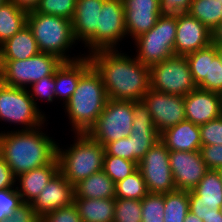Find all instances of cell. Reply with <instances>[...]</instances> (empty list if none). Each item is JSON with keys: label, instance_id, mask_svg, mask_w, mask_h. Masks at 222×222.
<instances>
[{"label": "cell", "instance_id": "2e32d148", "mask_svg": "<svg viewBox=\"0 0 222 222\" xmlns=\"http://www.w3.org/2000/svg\"><path fill=\"white\" fill-rule=\"evenodd\" d=\"M133 124L129 138L132 146V162L139 161L160 140L152 116L143 101H133Z\"/></svg>", "mask_w": 222, "mask_h": 222}, {"label": "cell", "instance_id": "6da1fadb", "mask_svg": "<svg viewBox=\"0 0 222 222\" xmlns=\"http://www.w3.org/2000/svg\"><path fill=\"white\" fill-rule=\"evenodd\" d=\"M100 74L109 99L142 101L150 89V69L136 57L118 50H98L87 55Z\"/></svg>", "mask_w": 222, "mask_h": 222}, {"label": "cell", "instance_id": "ba28073f", "mask_svg": "<svg viewBox=\"0 0 222 222\" xmlns=\"http://www.w3.org/2000/svg\"><path fill=\"white\" fill-rule=\"evenodd\" d=\"M133 119V101L108 98L104 110L87 134L105 146L112 141L129 137Z\"/></svg>", "mask_w": 222, "mask_h": 222}, {"label": "cell", "instance_id": "ee69618b", "mask_svg": "<svg viewBox=\"0 0 222 222\" xmlns=\"http://www.w3.org/2000/svg\"><path fill=\"white\" fill-rule=\"evenodd\" d=\"M1 222H40L31 204L23 203Z\"/></svg>", "mask_w": 222, "mask_h": 222}, {"label": "cell", "instance_id": "52a82bcc", "mask_svg": "<svg viewBox=\"0 0 222 222\" xmlns=\"http://www.w3.org/2000/svg\"><path fill=\"white\" fill-rule=\"evenodd\" d=\"M62 63L57 56L42 52L21 61H0V81L10 87L27 89L43 77L55 75Z\"/></svg>", "mask_w": 222, "mask_h": 222}, {"label": "cell", "instance_id": "11a10c76", "mask_svg": "<svg viewBox=\"0 0 222 222\" xmlns=\"http://www.w3.org/2000/svg\"><path fill=\"white\" fill-rule=\"evenodd\" d=\"M219 210H220V213L222 214V205H221V207L219 208Z\"/></svg>", "mask_w": 222, "mask_h": 222}, {"label": "cell", "instance_id": "7c38bea8", "mask_svg": "<svg viewBox=\"0 0 222 222\" xmlns=\"http://www.w3.org/2000/svg\"><path fill=\"white\" fill-rule=\"evenodd\" d=\"M169 149L159 140L139 161L148 193L165 194L176 190L169 162Z\"/></svg>", "mask_w": 222, "mask_h": 222}, {"label": "cell", "instance_id": "f1b7e54d", "mask_svg": "<svg viewBox=\"0 0 222 222\" xmlns=\"http://www.w3.org/2000/svg\"><path fill=\"white\" fill-rule=\"evenodd\" d=\"M186 12L212 32L222 22V0H193Z\"/></svg>", "mask_w": 222, "mask_h": 222}, {"label": "cell", "instance_id": "f5cc1de1", "mask_svg": "<svg viewBox=\"0 0 222 222\" xmlns=\"http://www.w3.org/2000/svg\"><path fill=\"white\" fill-rule=\"evenodd\" d=\"M216 49H217V54L219 55L222 62V47H216Z\"/></svg>", "mask_w": 222, "mask_h": 222}, {"label": "cell", "instance_id": "f907efd6", "mask_svg": "<svg viewBox=\"0 0 222 222\" xmlns=\"http://www.w3.org/2000/svg\"><path fill=\"white\" fill-rule=\"evenodd\" d=\"M183 222H203V220L189 211Z\"/></svg>", "mask_w": 222, "mask_h": 222}, {"label": "cell", "instance_id": "5bb4252c", "mask_svg": "<svg viewBox=\"0 0 222 222\" xmlns=\"http://www.w3.org/2000/svg\"><path fill=\"white\" fill-rule=\"evenodd\" d=\"M169 162L176 190H192L208 171L200 151H170Z\"/></svg>", "mask_w": 222, "mask_h": 222}, {"label": "cell", "instance_id": "1f68e13d", "mask_svg": "<svg viewBox=\"0 0 222 222\" xmlns=\"http://www.w3.org/2000/svg\"><path fill=\"white\" fill-rule=\"evenodd\" d=\"M148 194L139 169L115 184V198L142 200Z\"/></svg>", "mask_w": 222, "mask_h": 222}, {"label": "cell", "instance_id": "9c48e42d", "mask_svg": "<svg viewBox=\"0 0 222 222\" xmlns=\"http://www.w3.org/2000/svg\"><path fill=\"white\" fill-rule=\"evenodd\" d=\"M44 115L27 89L10 87L0 81V121L21 124V130H31L43 126Z\"/></svg>", "mask_w": 222, "mask_h": 222}, {"label": "cell", "instance_id": "ffe728a7", "mask_svg": "<svg viewBox=\"0 0 222 222\" xmlns=\"http://www.w3.org/2000/svg\"><path fill=\"white\" fill-rule=\"evenodd\" d=\"M186 120L203 125L222 115V95L196 88L184 96Z\"/></svg>", "mask_w": 222, "mask_h": 222}, {"label": "cell", "instance_id": "d4e9b609", "mask_svg": "<svg viewBox=\"0 0 222 222\" xmlns=\"http://www.w3.org/2000/svg\"><path fill=\"white\" fill-rule=\"evenodd\" d=\"M40 53L28 26L0 45V61L25 60Z\"/></svg>", "mask_w": 222, "mask_h": 222}, {"label": "cell", "instance_id": "ac0fdd59", "mask_svg": "<svg viewBox=\"0 0 222 222\" xmlns=\"http://www.w3.org/2000/svg\"><path fill=\"white\" fill-rule=\"evenodd\" d=\"M126 33L132 38L151 30L164 13L160 0H122Z\"/></svg>", "mask_w": 222, "mask_h": 222}, {"label": "cell", "instance_id": "83f0119b", "mask_svg": "<svg viewBox=\"0 0 222 222\" xmlns=\"http://www.w3.org/2000/svg\"><path fill=\"white\" fill-rule=\"evenodd\" d=\"M28 12L6 1L0 6V45L27 26Z\"/></svg>", "mask_w": 222, "mask_h": 222}, {"label": "cell", "instance_id": "681fc988", "mask_svg": "<svg viewBox=\"0 0 222 222\" xmlns=\"http://www.w3.org/2000/svg\"><path fill=\"white\" fill-rule=\"evenodd\" d=\"M203 222H222V214L219 209H214L213 213L208 214Z\"/></svg>", "mask_w": 222, "mask_h": 222}, {"label": "cell", "instance_id": "e0dca14e", "mask_svg": "<svg viewBox=\"0 0 222 222\" xmlns=\"http://www.w3.org/2000/svg\"><path fill=\"white\" fill-rule=\"evenodd\" d=\"M222 205V183L215 170H208L199 183L189 191V211L204 218Z\"/></svg>", "mask_w": 222, "mask_h": 222}, {"label": "cell", "instance_id": "d590c367", "mask_svg": "<svg viewBox=\"0 0 222 222\" xmlns=\"http://www.w3.org/2000/svg\"><path fill=\"white\" fill-rule=\"evenodd\" d=\"M76 0H40L35 11L72 20Z\"/></svg>", "mask_w": 222, "mask_h": 222}, {"label": "cell", "instance_id": "bcb514c9", "mask_svg": "<svg viewBox=\"0 0 222 222\" xmlns=\"http://www.w3.org/2000/svg\"><path fill=\"white\" fill-rule=\"evenodd\" d=\"M193 0H160L164 13L186 12Z\"/></svg>", "mask_w": 222, "mask_h": 222}, {"label": "cell", "instance_id": "7bdbcfd3", "mask_svg": "<svg viewBox=\"0 0 222 222\" xmlns=\"http://www.w3.org/2000/svg\"><path fill=\"white\" fill-rule=\"evenodd\" d=\"M104 149L105 155H112L132 161V146L129 137L107 143Z\"/></svg>", "mask_w": 222, "mask_h": 222}, {"label": "cell", "instance_id": "f546056e", "mask_svg": "<svg viewBox=\"0 0 222 222\" xmlns=\"http://www.w3.org/2000/svg\"><path fill=\"white\" fill-rule=\"evenodd\" d=\"M164 205L163 222H183L189 212V191L165 193Z\"/></svg>", "mask_w": 222, "mask_h": 222}, {"label": "cell", "instance_id": "9a60e30c", "mask_svg": "<svg viewBox=\"0 0 222 222\" xmlns=\"http://www.w3.org/2000/svg\"><path fill=\"white\" fill-rule=\"evenodd\" d=\"M212 32L187 12H177L174 55L186 56L209 46Z\"/></svg>", "mask_w": 222, "mask_h": 222}, {"label": "cell", "instance_id": "3957f363", "mask_svg": "<svg viewBox=\"0 0 222 222\" xmlns=\"http://www.w3.org/2000/svg\"><path fill=\"white\" fill-rule=\"evenodd\" d=\"M108 100L100 74L91 66L79 79L65 109L75 133H87Z\"/></svg>", "mask_w": 222, "mask_h": 222}, {"label": "cell", "instance_id": "cb8c5ba5", "mask_svg": "<svg viewBox=\"0 0 222 222\" xmlns=\"http://www.w3.org/2000/svg\"><path fill=\"white\" fill-rule=\"evenodd\" d=\"M86 55L74 61L63 62L55 71V97H60L64 104L74 93L80 77L91 67Z\"/></svg>", "mask_w": 222, "mask_h": 222}, {"label": "cell", "instance_id": "7a4b0ae2", "mask_svg": "<svg viewBox=\"0 0 222 222\" xmlns=\"http://www.w3.org/2000/svg\"><path fill=\"white\" fill-rule=\"evenodd\" d=\"M41 127L0 133V155L15 177L47 165L57 157L58 143L43 133Z\"/></svg>", "mask_w": 222, "mask_h": 222}, {"label": "cell", "instance_id": "d6a6232c", "mask_svg": "<svg viewBox=\"0 0 222 222\" xmlns=\"http://www.w3.org/2000/svg\"><path fill=\"white\" fill-rule=\"evenodd\" d=\"M137 169L138 164L136 162L112 155H104L103 171L115 184L131 175Z\"/></svg>", "mask_w": 222, "mask_h": 222}, {"label": "cell", "instance_id": "8d00e7d4", "mask_svg": "<svg viewBox=\"0 0 222 222\" xmlns=\"http://www.w3.org/2000/svg\"><path fill=\"white\" fill-rule=\"evenodd\" d=\"M197 88L222 95V62L218 54L209 59L208 76Z\"/></svg>", "mask_w": 222, "mask_h": 222}, {"label": "cell", "instance_id": "8fae6325", "mask_svg": "<svg viewBox=\"0 0 222 222\" xmlns=\"http://www.w3.org/2000/svg\"><path fill=\"white\" fill-rule=\"evenodd\" d=\"M124 6L122 0H105L98 19L96 34L85 44L89 53L98 50L117 49L118 41L126 36Z\"/></svg>", "mask_w": 222, "mask_h": 222}, {"label": "cell", "instance_id": "b9f144b4", "mask_svg": "<svg viewBox=\"0 0 222 222\" xmlns=\"http://www.w3.org/2000/svg\"><path fill=\"white\" fill-rule=\"evenodd\" d=\"M200 154L208 170L222 166V144L201 145Z\"/></svg>", "mask_w": 222, "mask_h": 222}, {"label": "cell", "instance_id": "30bf717a", "mask_svg": "<svg viewBox=\"0 0 222 222\" xmlns=\"http://www.w3.org/2000/svg\"><path fill=\"white\" fill-rule=\"evenodd\" d=\"M150 69V89L185 96L197 88L186 56L173 55Z\"/></svg>", "mask_w": 222, "mask_h": 222}, {"label": "cell", "instance_id": "c3c4849f", "mask_svg": "<svg viewBox=\"0 0 222 222\" xmlns=\"http://www.w3.org/2000/svg\"><path fill=\"white\" fill-rule=\"evenodd\" d=\"M212 44L216 47H222V22L212 31Z\"/></svg>", "mask_w": 222, "mask_h": 222}, {"label": "cell", "instance_id": "603a6c76", "mask_svg": "<svg viewBox=\"0 0 222 222\" xmlns=\"http://www.w3.org/2000/svg\"><path fill=\"white\" fill-rule=\"evenodd\" d=\"M160 140L169 151H199L202 145L198 125L183 120L160 134Z\"/></svg>", "mask_w": 222, "mask_h": 222}, {"label": "cell", "instance_id": "44dd1931", "mask_svg": "<svg viewBox=\"0 0 222 222\" xmlns=\"http://www.w3.org/2000/svg\"><path fill=\"white\" fill-rule=\"evenodd\" d=\"M105 0H76L71 20L76 40L86 44L97 32L98 19Z\"/></svg>", "mask_w": 222, "mask_h": 222}, {"label": "cell", "instance_id": "8992f818", "mask_svg": "<svg viewBox=\"0 0 222 222\" xmlns=\"http://www.w3.org/2000/svg\"><path fill=\"white\" fill-rule=\"evenodd\" d=\"M177 13H163L156 25L133 39L137 46L136 58L148 67L174 55Z\"/></svg>", "mask_w": 222, "mask_h": 222}, {"label": "cell", "instance_id": "277c9868", "mask_svg": "<svg viewBox=\"0 0 222 222\" xmlns=\"http://www.w3.org/2000/svg\"><path fill=\"white\" fill-rule=\"evenodd\" d=\"M74 144L68 149L57 145L59 171L73 185L103 170L105 149L87 133H75Z\"/></svg>", "mask_w": 222, "mask_h": 222}, {"label": "cell", "instance_id": "816d5d0a", "mask_svg": "<svg viewBox=\"0 0 222 222\" xmlns=\"http://www.w3.org/2000/svg\"><path fill=\"white\" fill-rule=\"evenodd\" d=\"M215 171L217 172L218 177H219V179H220V181L222 183V166L217 168V169H215Z\"/></svg>", "mask_w": 222, "mask_h": 222}, {"label": "cell", "instance_id": "4dcf8cb0", "mask_svg": "<svg viewBox=\"0 0 222 222\" xmlns=\"http://www.w3.org/2000/svg\"><path fill=\"white\" fill-rule=\"evenodd\" d=\"M217 55L212 43L198 51L186 55L194 83L198 86L208 76L209 59Z\"/></svg>", "mask_w": 222, "mask_h": 222}, {"label": "cell", "instance_id": "f35d334b", "mask_svg": "<svg viewBox=\"0 0 222 222\" xmlns=\"http://www.w3.org/2000/svg\"><path fill=\"white\" fill-rule=\"evenodd\" d=\"M202 145L222 144V115L199 126Z\"/></svg>", "mask_w": 222, "mask_h": 222}, {"label": "cell", "instance_id": "836d02e7", "mask_svg": "<svg viewBox=\"0 0 222 222\" xmlns=\"http://www.w3.org/2000/svg\"><path fill=\"white\" fill-rule=\"evenodd\" d=\"M164 194L148 193L141 200L142 222H163Z\"/></svg>", "mask_w": 222, "mask_h": 222}, {"label": "cell", "instance_id": "7402d4cb", "mask_svg": "<svg viewBox=\"0 0 222 222\" xmlns=\"http://www.w3.org/2000/svg\"><path fill=\"white\" fill-rule=\"evenodd\" d=\"M59 171L57 157L49 164L34 168L16 177L20 187H15L22 202L32 204L51 178Z\"/></svg>", "mask_w": 222, "mask_h": 222}, {"label": "cell", "instance_id": "f6af8a7d", "mask_svg": "<svg viewBox=\"0 0 222 222\" xmlns=\"http://www.w3.org/2000/svg\"><path fill=\"white\" fill-rule=\"evenodd\" d=\"M16 181L11 168L0 155V190L14 188Z\"/></svg>", "mask_w": 222, "mask_h": 222}, {"label": "cell", "instance_id": "7dc6e473", "mask_svg": "<svg viewBox=\"0 0 222 222\" xmlns=\"http://www.w3.org/2000/svg\"><path fill=\"white\" fill-rule=\"evenodd\" d=\"M26 12L34 11L40 0H8Z\"/></svg>", "mask_w": 222, "mask_h": 222}, {"label": "cell", "instance_id": "74e56055", "mask_svg": "<svg viewBox=\"0 0 222 222\" xmlns=\"http://www.w3.org/2000/svg\"><path fill=\"white\" fill-rule=\"evenodd\" d=\"M30 86H31L30 87L31 89L29 90L28 88V92L31 98L33 99L36 107L38 105L35 100H38V99L42 100L43 98V100L44 99L47 100L46 102L54 101L53 99L55 98V86H56L55 75L43 77L42 79L31 84ZM35 97L37 98L35 99Z\"/></svg>", "mask_w": 222, "mask_h": 222}, {"label": "cell", "instance_id": "4316f807", "mask_svg": "<svg viewBox=\"0 0 222 222\" xmlns=\"http://www.w3.org/2000/svg\"><path fill=\"white\" fill-rule=\"evenodd\" d=\"M74 205L83 222H113L115 198H74Z\"/></svg>", "mask_w": 222, "mask_h": 222}, {"label": "cell", "instance_id": "60d3db41", "mask_svg": "<svg viewBox=\"0 0 222 222\" xmlns=\"http://www.w3.org/2000/svg\"><path fill=\"white\" fill-rule=\"evenodd\" d=\"M40 222H83L78 215L76 206L61 207L50 213L45 214L40 218Z\"/></svg>", "mask_w": 222, "mask_h": 222}, {"label": "cell", "instance_id": "d6986e66", "mask_svg": "<svg viewBox=\"0 0 222 222\" xmlns=\"http://www.w3.org/2000/svg\"><path fill=\"white\" fill-rule=\"evenodd\" d=\"M74 197V185L58 171L31 205L41 218L61 207L70 206L74 202Z\"/></svg>", "mask_w": 222, "mask_h": 222}, {"label": "cell", "instance_id": "db71d44e", "mask_svg": "<svg viewBox=\"0 0 222 222\" xmlns=\"http://www.w3.org/2000/svg\"><path fill=\"white\" fill-rule=\"evenodd\" d=\"M8 0H0V6L3 5Z\"/></svg>", "mask_w": 222, "mask_h": 222}, {"label": "cell", "instance_id": "484cf974", "mask_svg": "<svg viewBox=\"0 0 222 222\" xmlns=\"http://www.w3.org/2000/svg\"><path fill=\"white\" fill-rule=\"evenodd\" d=\"M74 198H115V183L102 170L80 180L74 185Z\"/></svg>", "mask_w": 222, "mask_h": 222}, {"label": "cell", "instance_id": "4fadbf2b", "mask_svg": "<svg viewBox=\"0 0 222 222\" xmlns=\"http://www.w3.org/2000/svg\"><path fill=\"white\" fill-rule=\"evenodd\" d=\"M159 134L186 120L184 97L149 89L142 99Z\"/></svg>", "mask_w": 222, "mask_h": 222}, {"label": "cell", "instance_id": "ab89813d", "mask_svg": "<svg viewBox=\"0 0 222 222\" xmlns=\"http://www.w3.org/2000/svg\"><path fill=\"white\" fill-rule=\"evenodd\" d=\"M23 204L16 188L0 190V222Z\"/></svg>", "mask_w": 222, "mask_h": 222}, {"label": "cell", "instance_id": "e575fe53", "mask_svg": "<svg viewBox=\"0 0 222 222\" xmlns=\"http://www.w3.org/2000/svg\"><path fill=\"white\" fill-rule=\"evenodd\" d=\"M113 222H142L141 200L115 198Z\"/></svg>", "mask_w": 222, "mask_h": 222}, {"label": "cell", "instance_id": "5b68a950", "mask_svg": "<svg viewBox=\"0 0 222 222\" xmlns=\"http://www.w3.org/2000/svg\"><path fill=\"white\" fill-rule=\"evenodd\" d=\"M27 26L35 38L38 48L42 53L52 54L63 62L74 61L82 58L66 55L69 48L75 44L72 22L70 19L41 14L34 11L28 12Z\"/></svg>", "mask_w": 222, "mask_h": 222}]
</instances>
